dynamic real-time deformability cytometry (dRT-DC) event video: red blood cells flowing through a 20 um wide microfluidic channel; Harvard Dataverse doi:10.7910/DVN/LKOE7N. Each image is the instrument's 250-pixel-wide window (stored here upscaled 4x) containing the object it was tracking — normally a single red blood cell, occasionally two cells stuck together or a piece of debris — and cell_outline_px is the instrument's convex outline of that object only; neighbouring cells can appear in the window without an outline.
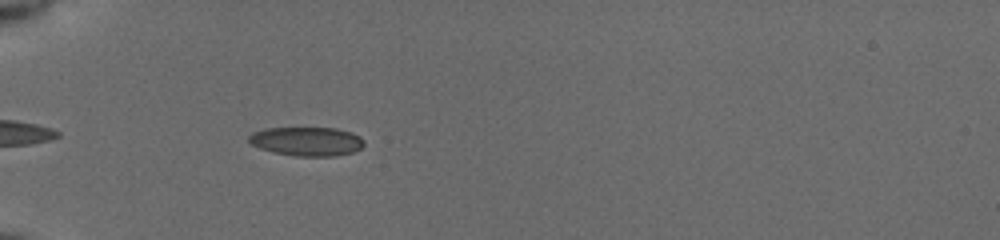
{"species": "common noctule bat (a hibernating species)", "species_latin": "Nyctalus noctula", "temperature_condition": "cold", "stored_images_in_passage": 28, "camera_frame_rate_fps": 3000, "um_per_image_px": 0.085, "animal": {"sex": "female", "body_mass_g": 19.5, "forearm_length_mm": 54.1}, "frame": {"image": 1, "passage_image": 5, "time_ms": 1.333, "image_size_px": [1000, 240], "cell_outline_px": [[364, 144], [360, 148], [352, 152], [332, 156], [296, 156], [276, 152], [260, 148], [252, 144], [248, 140], [248, 136], [252, 132], [264, 128], [336, 128], [352, 132], [360, 136], [364, 140]], "centroid_in_image_um": [26.08, 12.0], "position_along_channel_um": 58.9, "area_um2": 19.36}}
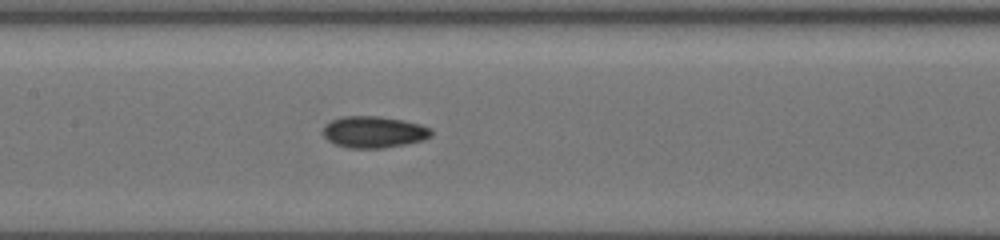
{"frame": {"image": 2, "passage_image": 15, "time_ms": 4.667, "image_size_px": [1000, 240], "cell_outline_px": [[432, 136], [424, 140], [384, 148], [348, 148], [336, 144], [328, 140], [324, 136], [324, 128], [332, 120], [340, 116], [380, 116], [404, 120], [420, 124], [432, 128]], "centroid_in_image_um": [31.82, 11.21], "position_along_channel_um": 175.6, "area_um2": 19.94}}
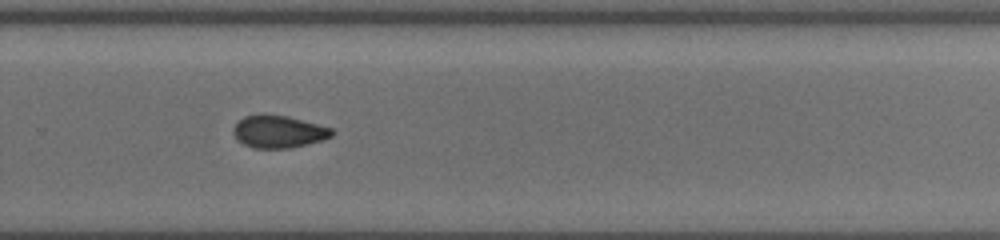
{"frame": {"image": 3, "passage_image": 25, "time_ms": 8.0, "image_size_px": [1000, 240], "cell_outline_px": [[332, 136], [320, 140], [288, 148], [252, 148], [244, 144], [232, 132], [236, 124], [244, 116], [260, 112], [264, 112], [288, 116], [332, 128]], "centroid_in_image_um": [23.63, 11.15], "position_along_channel_um": 306.2, "area_um2": 18.55}}